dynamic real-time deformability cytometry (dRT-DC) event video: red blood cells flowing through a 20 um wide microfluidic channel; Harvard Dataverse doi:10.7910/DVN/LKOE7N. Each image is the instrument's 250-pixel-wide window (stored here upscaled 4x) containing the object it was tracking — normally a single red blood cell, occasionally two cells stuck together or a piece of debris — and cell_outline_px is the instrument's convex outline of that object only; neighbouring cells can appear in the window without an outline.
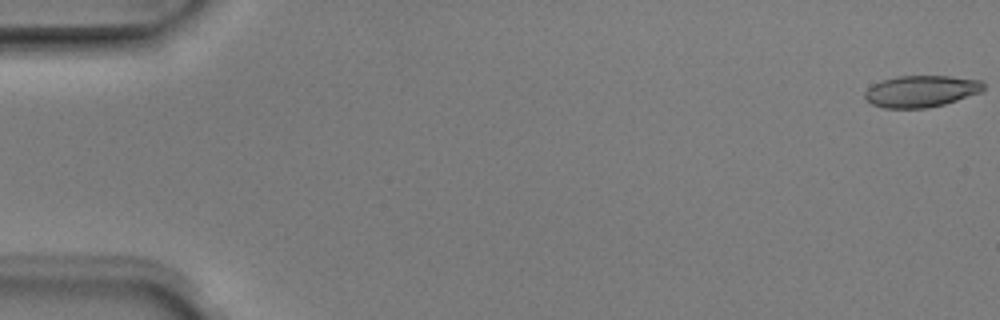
{"species": "Egyptian fruit bat (a non-hibernating species)", "species_latin": "Rousettus aegyptiacus", "temperature_condition": "room temperature", "stored_images_in_passage": 5, "camera_frame_rate_fps": 3000, "um_per_image_px": 0.085, "animal": {"sex": "male"}, "frame": {"image": 1, "passage_image": 1, "time_ms": 0.0, "image_size_px": [1000, 320], "cell_outline_px": [[984, 88], [980, 92], [944, 104], [928, 108], [884, 108], [872, 104], [864, 96], [864, 92], [872, 84], [896, 76], [948, 76], [980, 80], [984, 84]], "centroid_in_image_um": [78.27, 7.75], "position_along_channel_um": 6.7, "area_um2": 21.73}}
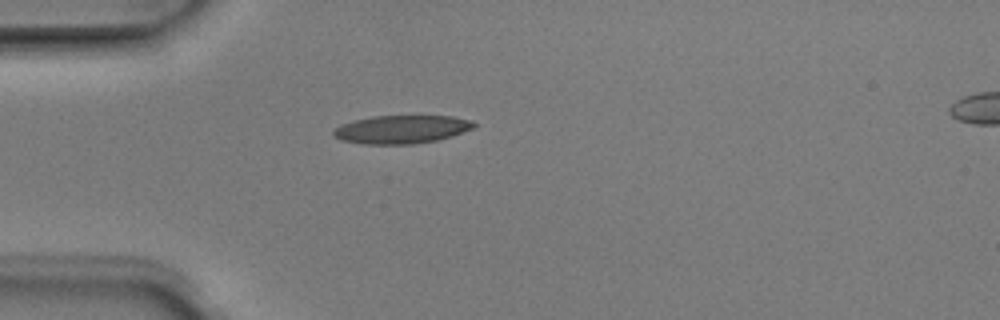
{"frame": {"image": 2, "passage_image": 5, "time_ms": 1.333, "image_size_px": [1000, 320], "cell_outline_px": [[476, 124], [472, 128], [436, 140], [412, 144], [364, 144], [340, 140], [332, 132], [340, 124], [352, 120], [372, 116], [452, 116], [472, 120]], "centroid_in_image_um": [34.07, 10.99], "position_along_channel_um": 50.9, "area_um2": 22.89}}